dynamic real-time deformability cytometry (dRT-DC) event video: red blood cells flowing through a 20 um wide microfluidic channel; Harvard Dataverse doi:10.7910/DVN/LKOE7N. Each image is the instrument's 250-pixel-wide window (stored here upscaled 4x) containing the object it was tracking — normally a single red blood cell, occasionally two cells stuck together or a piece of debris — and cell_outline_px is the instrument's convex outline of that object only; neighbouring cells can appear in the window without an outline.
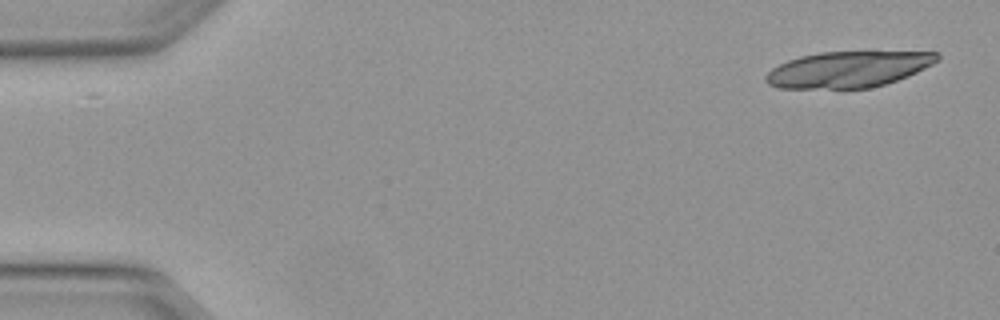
{"species": "Egyptian fruit bat (a non-hibernating species)", "species_latin": "Rousettus aegyptiacus", "temperature_condition": "warm", "stored_images_in_passage": 16, "camera_frame_rate_fps": 3000, "um_per_image_px": 0.085, "animal": {"sex": "female"}, "frame": {"image": 1, "passage_image": 1, "time_ms": 0.0, "image_size_px": [1000, 320], "cell_outline_px": [[940, 60], [908, 76], [884, 84], [868, 88], [780, 88], [768, 84], [764, 80], [764, 76], [772, 68], [788, 60], [800, 56], [820, 52], [940, 52]], "centroid_in_image_um": [72.08, 5.89], "position_along_channel_um": 12.9, "area_um2": 35.84}}